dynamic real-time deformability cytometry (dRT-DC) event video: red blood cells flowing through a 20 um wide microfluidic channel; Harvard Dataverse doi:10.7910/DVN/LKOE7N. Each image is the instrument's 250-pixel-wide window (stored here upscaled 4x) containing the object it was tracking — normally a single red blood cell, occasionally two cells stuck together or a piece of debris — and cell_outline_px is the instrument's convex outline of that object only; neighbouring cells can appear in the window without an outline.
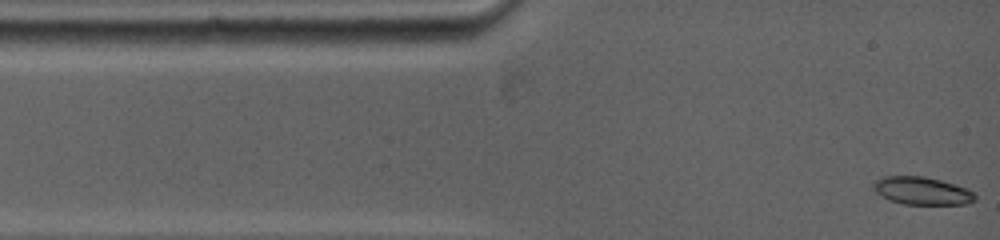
{"species": "common noctule bat (a hibernating species)", "species_latin": "Nyctalus noctula", "temperature_condition": "warm", "stored_images_in_passage": 12, "camera_frame_rate_fps": 5000, "um_per_image_px": 0.085, "animal": {"sex": "female", "body_mass_g": 19.0, "forearm_length_mm": 53.3}, "frame": {"image": 1, "passage_image": 1, "time_ms": 0.0, "image_size_px": [1000, 240], "cell_outline_px": [[976, 200], [968, 204], [904, 204], [888, 200], [880, 196], [872, 188], [876, 180], [888, 176], [924, 176], [940, 180], [964, 188], [972, 192], [976, 196]], "centroid_in_image_um": [78.34, 16.23], "position_along_channel_um": 6.7, "area_um2": 16.3}}
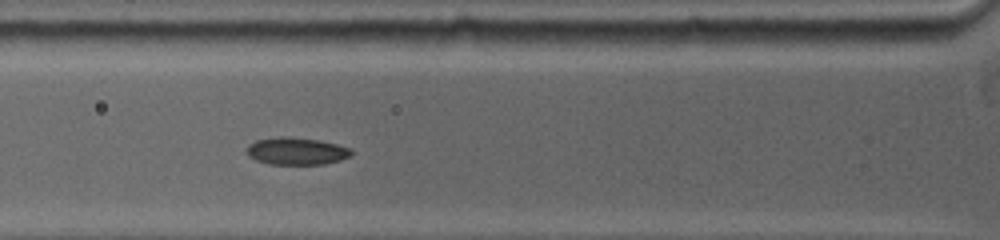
{"frame": {"image": 2, "passage_image": 6, "time_ms": 3.6, "image_size_px": [1000, 240], "cell_outline_px": [[352, 152], [348, 156], [340, 160], [324, 164], [268, 164], [256, 160], [248, 156], [248, 144], [256, 140], [280, 136], [288, 136], [320, 140], [352, 148]], "centroid_in_image_um": [25.19, 12.84], "position_along_channel_um": 100.6, "area_um2": 16.65}}
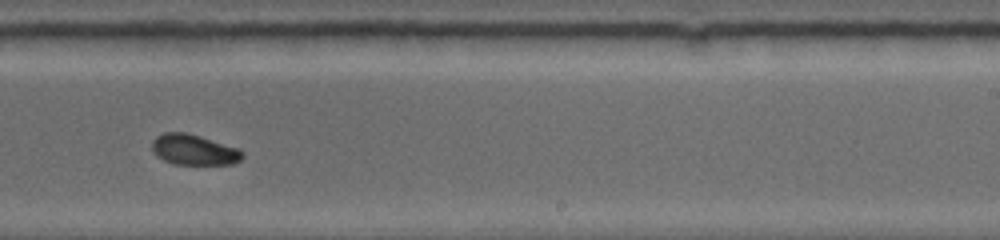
{"frame": {"image": 3, "passage_image": 12, "time_ms": 8.0, "image_size_px": [1000, 240], "cell_outline_px": [[244, 156], [240, 160], [232, 164], [172, 164], [156, 156], [152, 152], [152, 140], [156, 136], [164, 132], [188, 132], [240, 148], [244, 152]], "centroid_in_image_um": [16.48, 12.72], "position_along_channel_um": 272.5, "area_um2": 16.42}}